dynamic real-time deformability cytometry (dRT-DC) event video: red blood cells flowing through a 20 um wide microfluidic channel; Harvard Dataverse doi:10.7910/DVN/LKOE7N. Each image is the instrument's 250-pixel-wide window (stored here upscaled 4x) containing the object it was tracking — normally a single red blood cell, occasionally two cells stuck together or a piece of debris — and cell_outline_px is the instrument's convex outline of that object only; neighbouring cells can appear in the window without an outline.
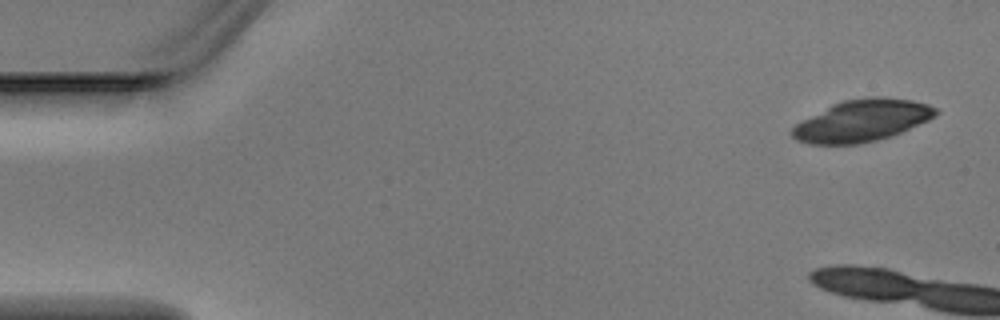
{"species": "Egyptian fruit bat (a non-hibernating species)", "species_latin": "Rousettus aegyptiacus", "temperature_condition": "warm", "stored_images_in_passage": 4, "camera_frame_rate_fps": 3000, "um_per_image_px": 0.085, "animal": {"sex": "male"}, "frame": {"image": 1, "passage_image": 1, "time_ms": 0.0, "image_size_px": [1000, 320], "cell_outline_px": [[940, 112], [936, 116], [928, 120], [892, 136], [860, 144], [808, 144], [796, 140], [788, 132], [796, 124], [832, 104], [844, 100], [868, 96], [884, 96], [912, 100], [928, 104], [936, 108]], "centroid_in_image_um": [73.28, 10.25], "position_along_channel_um": 11.7, "area_um2": 35.14}}